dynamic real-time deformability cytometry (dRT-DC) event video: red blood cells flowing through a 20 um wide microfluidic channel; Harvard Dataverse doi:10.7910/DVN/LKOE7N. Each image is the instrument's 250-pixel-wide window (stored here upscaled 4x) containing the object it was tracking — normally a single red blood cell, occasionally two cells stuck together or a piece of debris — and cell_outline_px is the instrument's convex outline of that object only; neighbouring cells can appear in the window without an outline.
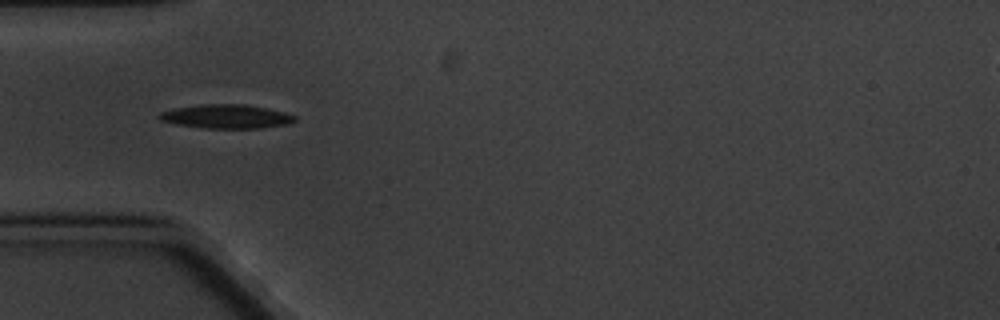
{"species": "common noctule bat (a hibernating species)", "species_latin": "Nyctalus noctula", "temperature_condition": "cold", "stored_images_in_passage": 4, "camera_frame_rate_fps": 3000, "um_per_image_px": 0.085, "animal": {"sex": "male", "body_mass_g": 20.1, "forearm_length_mm": 53.5}, "frame": {"image": 1, "passage_image": 1, "time_ms": 0.0, "image_size_px": [1000, 320], "cell_outline_px": [[296, 120], [288, 124], [260, 128], [204, 128], [176, 124], [160, 120], [156, 116], [160, 112], [176, 108], [204, 104], [244, 104], [268, 108], [284, 112], [296, 116]], "centroid_in_image_um": [19.24, 9.9], "position_along_channel_um": 65.8, "area_um2": 18.84}}